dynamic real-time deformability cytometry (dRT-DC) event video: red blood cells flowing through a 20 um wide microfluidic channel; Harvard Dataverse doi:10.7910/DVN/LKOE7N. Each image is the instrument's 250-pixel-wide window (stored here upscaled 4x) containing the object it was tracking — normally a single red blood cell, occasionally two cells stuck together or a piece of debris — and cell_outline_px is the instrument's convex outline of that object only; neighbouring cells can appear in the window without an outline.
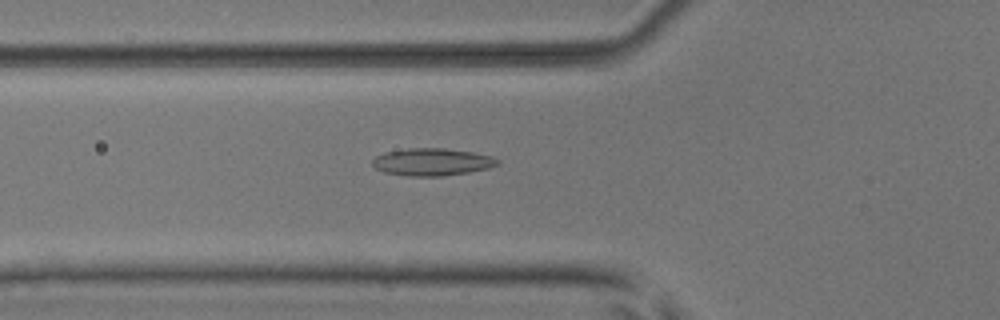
{"species": "common noctule bat (a hibernating species)", "species_latin": "Nyctalus noctula", "temperature_condition": "room temperature", "stored_images_in_passage": 39, "camera_frame_rate_fps": 3000, "um_per_image_px": 0.085, "animal": {"sex": "male", "body_mass_g": 17.9, "forearm_length_mm": 54.2}, "frame": {"image": 1, "passage_image": 6, "time_ms": 1.667, "image_size_px": [1000, 320], "cell_outline_px": [[500, 164], [488, 168], [468, 172], [444, 176], [408, 176], [384, 172], [376, 168], [372, 164], [372, 160], [376, 156], [384, 152], [408, 148], [444, 148], [472, 152], [492, 156], [500, 160]], "centroid_in_image_um": [36.73, 13.76], "position_along_channel_um": 89.1, "area_um2": 20.0}}
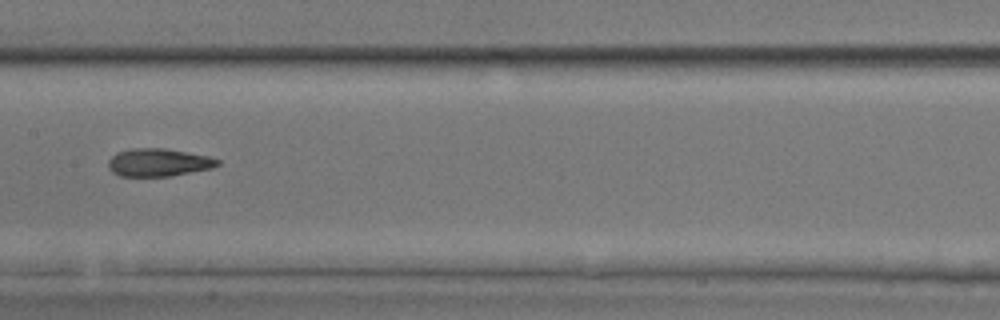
{"frame": {"image": 2, "passage_image": 14, "time_ms": 4.333, "image_size_px": [1000, 320], "cell_outline_px": [[220, 164], [212, 168], [168, 176], [120, 176], [112, 172], [108, 168], [108, 160], [116, 152], [128, 148], [164, 148], [208, 156], [220, 160]], "centroid_in_image_um": [13.43, 13.8], "position_along_channel_um": 194.0, "area_um2": 17.74}}
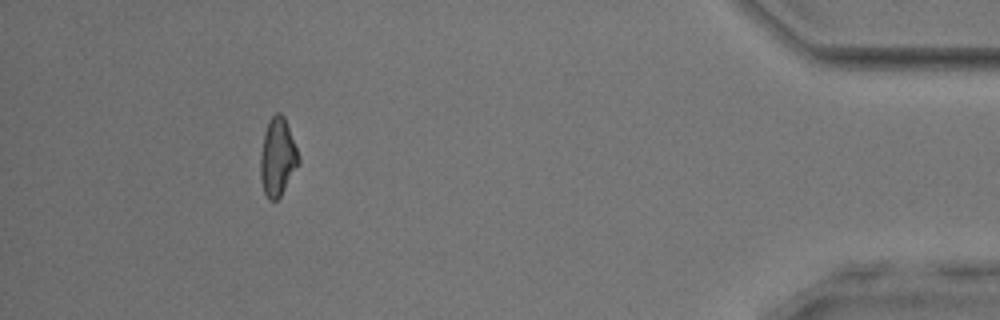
{"frame": {"image": 3, "passage_image": 35, "time_ms": 11.333, "image_size_px": [1000, 320], "cell_outline_px": [[300, 164], [280, 196], [276, 200], [268, 200], [264, 192], [260, 176], [260, 156], [264, 132], [272, 116], [276, 112], [280, 112], [284, 116], [300, 156]], "centroid_in_image_um": [23.61, 13.36], "position_along_channel_um": 411.6, "area_um2": 17.4}, "authors_computed_cell_mechanics": {"area_um2": 17.6868, "velocity_mm_per_s": 3.928, "shape_relaxation_time_tau1_ms": null, "shape_relaxation_time_tau2_ms": 3.126, "deformation_change_tau1": null, "deformation_change_tau2": 0.1175}}